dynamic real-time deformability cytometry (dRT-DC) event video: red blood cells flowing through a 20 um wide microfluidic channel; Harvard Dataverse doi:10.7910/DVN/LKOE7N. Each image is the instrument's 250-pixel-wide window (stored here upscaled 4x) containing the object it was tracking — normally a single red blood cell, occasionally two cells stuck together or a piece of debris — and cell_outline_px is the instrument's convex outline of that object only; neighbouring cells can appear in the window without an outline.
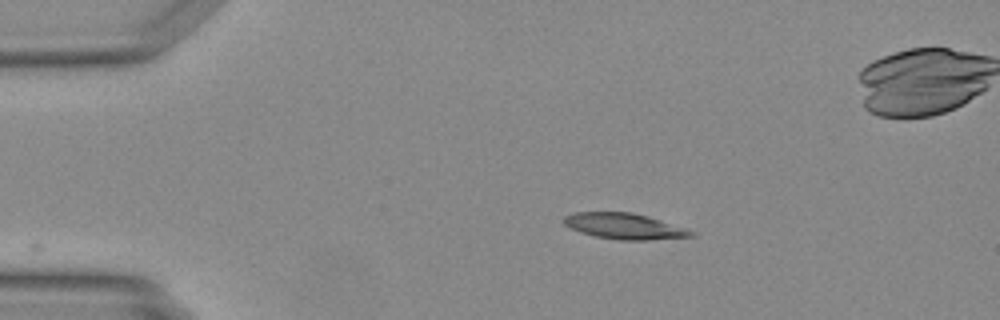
{"species": "Egyptian fruit bat (a non-hibernating species)", "species_latin": "Rousettus aegyptiacus", "temperature_condition": "warm", "stored_images_in_passage": 29, "camera_frame_rate_fps": 3000, "um_per_image_px": 0.085, "animal": {"sex": "female"}, "frame": {"image": 1, "passage_image": 1, "time_ms": 0.0, "image_size_px": [1000, 320], "cell_outline_px": [[696, 236], [648, 240], [620, 240], [596, 236], [580, 232], [564, 224], [560, 220], [564, 216], [572, 212], [632, 212], [648, 216], [688, 228], [696, 232]], "centroid_in_image_um": [53.1, 19.22], "position_along_channel_um": 31.9, "area_um2": 19.42}}
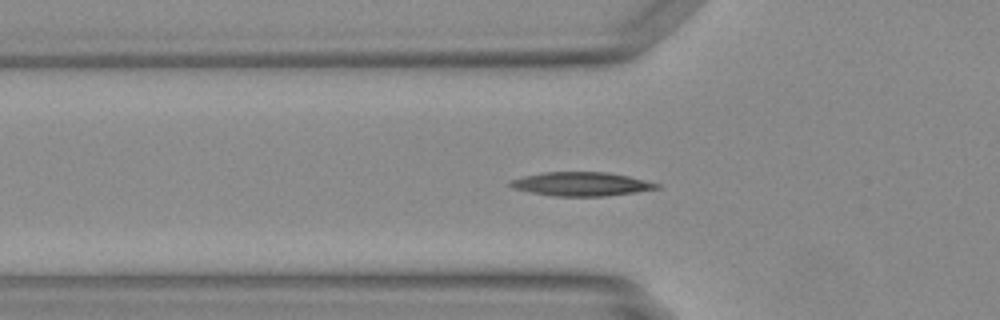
{"frame": {"image": 2, "passage_image": 8, "time_ms": 2.333, "image_size_px": [1000, 320], "cell_outline_px": [[660, 188], [636, 192], [608, 196], [556, 196], [532, 192], [512, 188], [508, 184], [508, 180], [524, 176], [544, 172], [608, 172], [628, 176], [660, 184]], "centroid_in_image_um": [49.4, 15.64], "position_along_channel_um": 76.4, "area_um2": 20.29}}
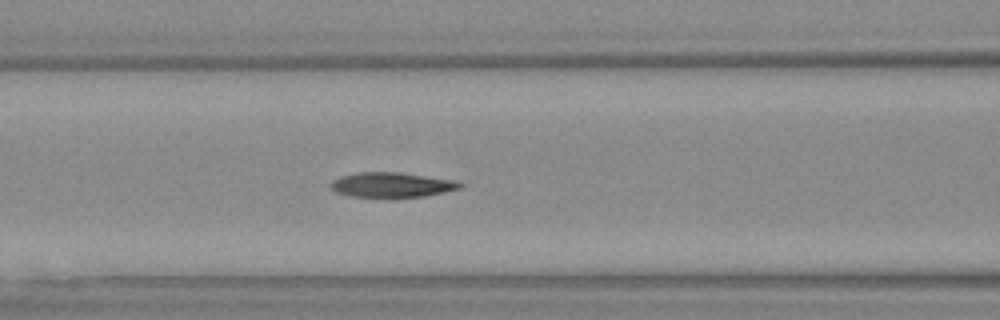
{"frame": {"image": 3, "passage_image": 12, "time_ms": 3.667, "image_size_px": [1000, 320], "cell_outline_px": [[464, 184], [460, 188], [444, 192], [424, 196], [352, 196], [336, 192], [332, 188], [332, 180], [340, 176], [356, 172], [396, 172], [452, 180]], "centroid_in_image_um": [33.27, 15.69], "position_along_channel_um": 133.3, "area_um2": 18.15}}